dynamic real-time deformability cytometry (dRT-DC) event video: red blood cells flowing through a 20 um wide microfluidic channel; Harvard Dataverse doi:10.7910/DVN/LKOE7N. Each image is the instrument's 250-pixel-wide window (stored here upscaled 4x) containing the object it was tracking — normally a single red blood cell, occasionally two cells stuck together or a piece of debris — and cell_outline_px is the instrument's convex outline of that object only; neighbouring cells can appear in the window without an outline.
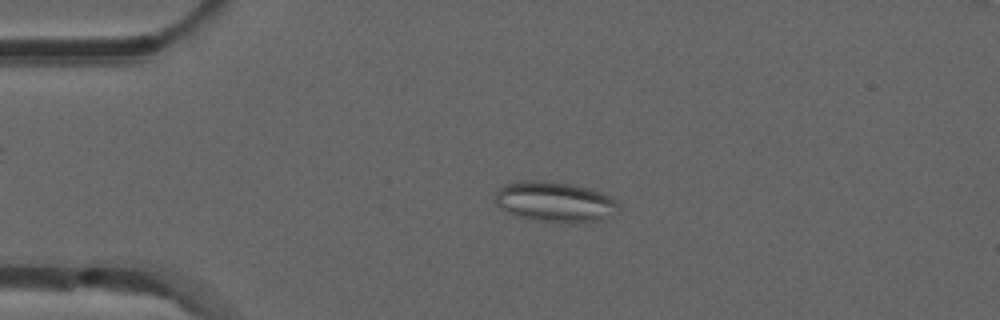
{"species": "common noctule bat (a hibernating species)", "species_latin": "Nyctalus noctula", "temperature_condition": "room temperature", "stored_images_in_passage": 3, "camera_frame_rate_fps": 3000, "um_per_image_px": 0.085, "animal": {"sex": "male", "forearm_length_mm": 52.5}, "frame": {"image": 1, "passage_image": 2, "time_ms": 0.333, "image_size_px": [1000, 320], "cell_outline_px": [[620, 212], [616, 216], [600, 220], [576, 224], [568, 224], [536, 220], [516, 216], [500, 208], [496, 204], [496, 192], [504, 184], [520, 180], [544, 180], [572, 184], [592, 188], [616, 200], [620, 204]], "centroid_in_image_um": [47.24, 17.17], "position_along_channel_um": 37.8, "area_um2": 29.82}}